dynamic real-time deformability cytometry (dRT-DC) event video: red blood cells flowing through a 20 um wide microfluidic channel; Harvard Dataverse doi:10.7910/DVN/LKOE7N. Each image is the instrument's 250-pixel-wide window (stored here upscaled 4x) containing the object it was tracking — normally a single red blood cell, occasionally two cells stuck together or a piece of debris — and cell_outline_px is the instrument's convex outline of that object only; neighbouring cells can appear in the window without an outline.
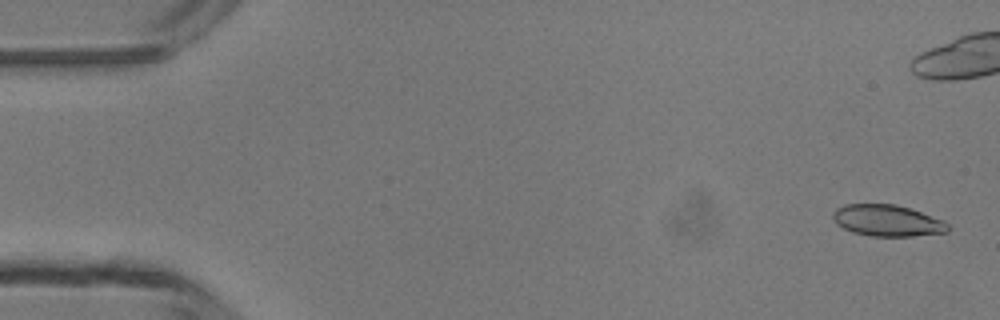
{"species": "common noctule bat (a hibernating species)", "species_latin": "Nyctalus noctula", "temperature_condition": "room temperature", "stored_images_in_passage": 6, "camera_frame_rate_fps": 3000, "um_per_image_px": 0.085, "animal": {"sex": "male", "body_mass_g": 13.3}, "frame": {"image": 1, "passage_image": 1, "time_ms": 0.0, "image_size_px": [1000, 320], "cell_outline_px": [[948, 232], [912, 236], [872, 236], [852, 232], [836, 224], [832, 216], [832, 212], [836, 208], [844, 204], [896, 204], [944, 220], [948, 224]], "centroid_in_image_um": [75.39, 18.74], "position_along_channel_um": 9.6, "area_um2": 21.04}}